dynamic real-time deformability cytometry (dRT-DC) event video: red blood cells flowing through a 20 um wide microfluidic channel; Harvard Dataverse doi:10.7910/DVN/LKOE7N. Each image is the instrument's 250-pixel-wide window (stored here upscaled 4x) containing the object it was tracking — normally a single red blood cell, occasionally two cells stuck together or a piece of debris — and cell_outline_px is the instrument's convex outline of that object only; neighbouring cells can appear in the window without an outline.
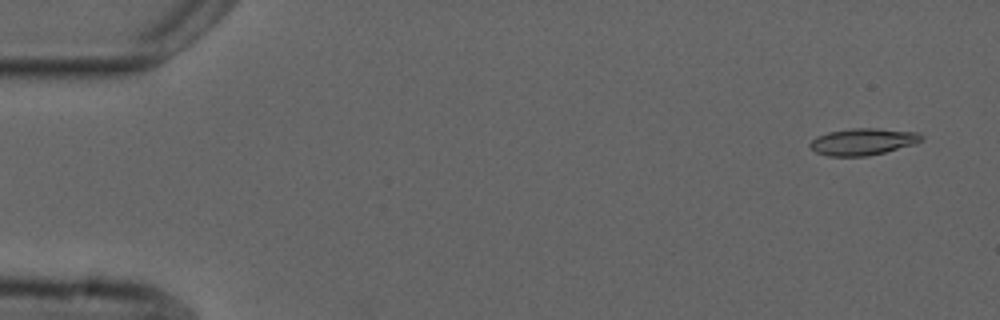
{"species": "common noctule bat (a hibernating species)", "species_latin": "Nyctalus noctula", "temperature_condition": "cold", "stored_images_in_passage": 6, "camera_frame_rate_fps": 3000, "um_per_image_px": 0.085, "animal": {"sex": "male", "forearm_length_mm": 52.5}, "frame": {"image": 1, "passage_image": 1, "time_ms": 0.0, "image_size_px": [1000, 320], "cell_outline_px": [[924, 136], [916, 144], [868, 156], [828, 156], [816, 152], [808, 144], [816, 136], [828, 132], [852, 128], [876, 128], [916, 132]], "centroid_in_image_um": [73.33, 12.04], "position_along_channel_um": 11.7, "area_um2": 17.34}}
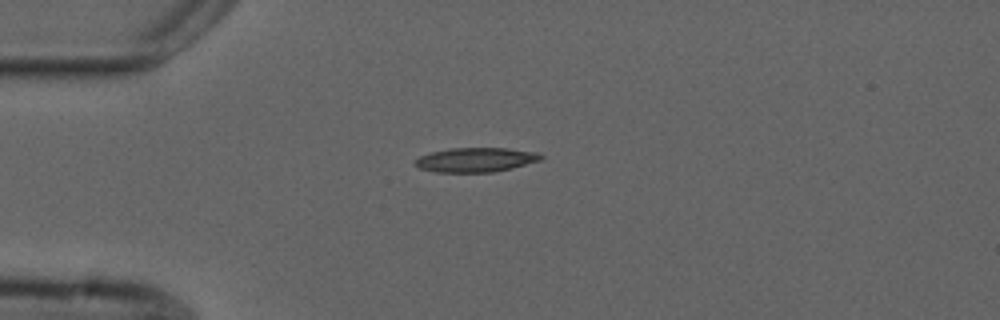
{"frame": {"image": 2, "passage_image": 4, "time_ms": 3.667, "image_size_px": [1000, 320], "cell_outline_px": [[544, 156], [540, 160], [512, 168], [492, 172], [436, 172], [420, 168], [416, 164], [416, 160], [420, 156], [432, 152], [448, 148], [508, 148], [540, 152]], "centroid_in_image_um": [40.49, 13.57], "position_along_channel_um": 44.5, "area_um2": 17.8}}
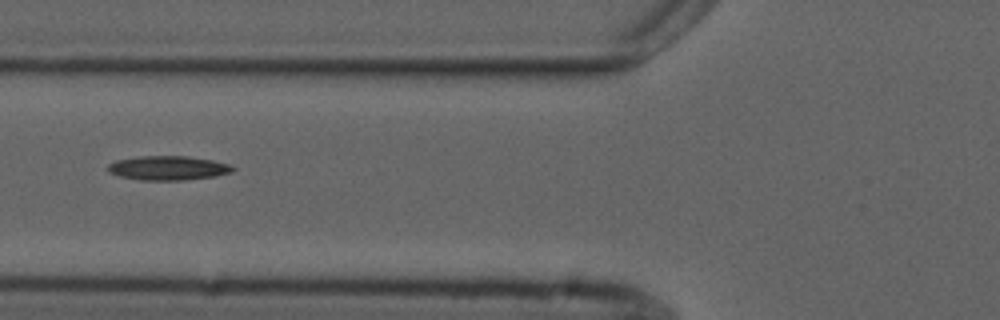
{"frame": {"image": 3, "passage_image": 6, "time_ms": 6.0, "image_size_px": [1000, 320], "cell_outline_px": [[236, 168], [232, 172], [212, 176], [180, 180], [140, 180], [120, 176], [108, 172], [108, 164], [116, 160], [140, 156], [188, 156], [212, 160], [228, 164]], "centroid_in_image_um": [14.26, 14.27], "position_along_channel_um": 111.5, "area_um2": 17.46}}